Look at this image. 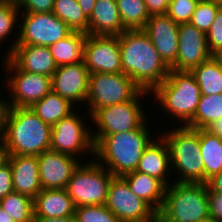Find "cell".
<instances>
[{
	"label": "cell",
	"instance_id": "4dcf8cb0",
	"mask_svg": "<svg viewBox=\"0 0 222 222\" xmlns=\"http://www.w3.org/2000/svg\"><path fill=\"white\" fill-rule=\"evenodd\" d=\"M52 13L66 23L72 31L88 34V18L77 0H54Z\"/></svg>",
	"mask_w": 222,
	"mask_h": 222
},
{
	"label": "cell",
	"instance_id": "8d00e7d4",
	"mask_svg": "<svg viewBox=\"0 0 222 222\" xmlns=\"http://www.w3.org/2000/svg\"><path fill=\"white\" fill-rule=\"evenodd\" d=\"M207 46L212 56L222 53V7L218 10L210 30L206 34Z\"/></svg>",
	"mask_w": 222,
	"mask_h": 222
},
{
	"label": "cell",
	"instance_id": "b9f144b4",
	"mask_svg": "<svg viewBox=\"0 0 222 222\" xmlns=\"http://www.w3.org/2000/svg\"><path fill=\"white\" fill-rule=\"evenodd\" d=\"M211 216L222 222V195L210 194Z\"/></svg>",
	"mask_w": 222,
	"mask_h": 222
},
{
	"label": "cell",
	"instance_id": "d4e9b609",
	"mask_svg": "<svg viewBox=\"0 0 222 222\" xmlns=\"http://www.w3.org/2000/svg\"><path fill=\"white\" fill-rule=\"evenodd\" d=\"M87 34L72 31L67 37L49 46L57 66L76 64L83 61Z\"/></svg>",
	"mask_w": 222,
	"mask_h": 222
},
{
	"label": "cell",
	"instance_id": "8992f818",
	"mask_svg": "<svg viewBox=\"0 0 222 222\" xmlns=\"http://www.w3.org/2000/svg\"><path fill=\"white\" fill-rule=\"evenodd\" d=\"M164 133V134H163ZM170 152L171 172L180 175L179 183H204V165L200 154L199 129L187 126L162 131Z\"/></svg>",
	"mask_w": 222,
	"mask_h": 222
},
{
	"label": "cell",
	"instance_id": "ba28073f",
	"mask_svg": "<svg viewBox=\"0 0 222 222\" xmlns=\"http://www.w3.org/2000/svg\"><path fill=\"white\" fill-rule=\"evenodd\" d=\"M149 94L150 92L141 90L128 102L98 109L91 116V121L98 127L97 131H92L94 146L106 135L138 129L148 118L141 102Z\"/></svg>",
	"mask_w": 222,
	"mask_h": 222
},
{
	"label": "cell",
	"instance_id": "30bf717a",
	"mask_svg": "<svg viewBox=\"0 0 222 222\" xmlns=\"http://www.w3.org/2000/svg\"><path fill=\"white\" fill-rule=\"evenodd\" d=\"M22 22L19 21L20 30L10 44L9 50L3 55L8 57L16 45H35L49 47L53 43L67 37L72 30L60 20L55 14L51 13H20Z\"/></svg>",
	"mask_w": 222,
	"mask_h": 222
},
{
	"label": "cell",
	"instance_id": "f35d334b",
	"mask_svg": "<svg viewBox=\"0 0 222 222\" xmlns=\"http://www.w3.org/2000/svg\"><path fill=\"white\" fill-rule=\"evenodd\" d=\"M13 191V174L7 161L0 167V200Z\"/></svg>",
	"mask_w": 222,
	"mask_h": 222
},
{
	"label": "cell",
	"instance_id": "ab89813d",
	"mask_svg": "<svg viewBox=\"0 0 222 222\" xmlns=\"http://www.w3.org/2000/svg\"><path fill=\"white\" fill-rule=\"evenodd\" d=\"M170 2L171 0H144L150 16L166 14Z\"/></svg>",
	"mask_w": 222,
	"mask_h": 222
},
{
	"label": "cell",
	"instance_id": "e0dca14e",
	"mask_svg": "<svg viewBox=\"0 0 222 222\" xmlns=\"http://www.w3.org/2000/svg\"><path fill=\"white\" fill-rule=\"evenodd\" d=\"M37 158L42 189H65L82 163L78 158L53 150L44 151Z\"/></svg>",
	"mask_w": 222,
	"mask_h": 222
},
{
	"label": "cell",
	"instance_id": "277c9868",
	"mask_svg": "<svg viewBox=\"0 0 222 222\" xmlns=\"http://www.w3.org/2000/svg\"><path fill=\"white\" fill-rule=\"evenodd\" d=\"M172 182L157 213L160 222H200L211 216L207 184Z\"/></svg>",
	"mask_w": 222,
	"mask_h": 222
},
{
	"label": "cell",
	"instance_id": "2e32d148",
	"mask_svg": "<svg viewBox=\"0 0 222 222\" xmlns=\"http://www.w3.org/2000/svg\"><path fill=\"white\" fill-rule=\"evenodd\" d=\"M89 76L83 61L58 66L51 77L52 91L73 105L85 104L89 91Z\"/></svg>",
	"mask_w": 222,
	"mask_h": 222
},
{
	"label": "cell",
	"instance_id": "484cf974",
	"mask_svg": "<svg viewBox=\"0 0 222 222\" xmlns=\"http://www.w3.org/2000/svg\"><path fill=\"white\" fill-rule=\"evenodd\" d=\"M200 154L204 165V183L222 170V139L199 129Z\"/></svg>",
	"mask_w": 222,
	"mask_h": 222
},
{
	"label": "cell",
	"instance_id": "681fc988",
	"mask_svg": "<svg viewBox=\"0 0 222 222\" xmlns=\"http://www.w3.org/2000/svg\"><path fill=\"white\" fill-rule=\"evenodd\" d=\"M200 222H219V221L216 218L210 216L209 218L204 219V220H202Z\"/></svg>",
	"mask_w": 222,
	"mask_h": 222
},
{
	"label": "cell",
	"instance_id": "f907efd6",
	"mask_svg": "<svg viewBox=\"0 0 222 222\" xmlns=\"http://www.w3.org/2000/svg\"><path fill=\"white\" fill-rule=\"evenodd\" d=\"M145 222H160V218L159 216L157 215L155 218L151 219V220H148V221H145Z\"/></svg>",
	"mask_w": 222,
	"mask_h": 222
},
{
	"label": "cell",
	"instance_id": "d6a6232c",
	"mask_svg": "<svg viewBox=\"0 0 222 222\" xmlns=\"http://www.w3.org/2000/svg\"><path fill=\"white\" fill-rule=\"evenodd\" d=\"M221 7L220 0H199L189 23L207 34Z\"/></svg>",
	"mask_w": 222,
	"mask_h": 222
},
{
	"label": "cell",
	"instance_id": "ee69618b",
	"mask_svg": "<svg viewBox=\"0 0 222 222\" xmlns=\"http://www.w3.org/2000/svg\"><path fill=\"white\" fill-rule=\"evenodd\" d=\"M205 130L222 139V117L209 124Z\"/></svg>",
	"mask_w": 222,
	"mask_h": 222
},
{
	"label": "cell",
	"instance_id": "c3c4849f",
	"mask_svg": "<svg viewBox=\"0 0 222 222\" xmlns=\"http://www.w3.org/2000/svg\"><path fill=\"white\" fill-rule=\"evenodd\" d=\"M0 222H15L14 219L0 205Z\"/></svg>",
	"mask_w": 222,
	"mask_h": 222
},
{
	"label": "cell",
	"instance_id": "9a60e30c",
	"mask_svg": "<svg viewBox=\"0 0 222 222\" xmlns=\"http://www.w3.org/2000/svg\"><path fill=\"white\" fill-rule=\"evenodd\" d=\"M178 37V54L171 70L191 71L212 56L207 46L206 33L190 23L179 24Z\"/></svg>",
	"mask_w": 222,
	"mask_h": 222
},
{
	"label": "cell",
	"instance_id": "7bdbcfd3",
	"mask_svg": "<svg viewBox=\"0 0 222 222\" xmlns=\"http://www.w3.org/2000/svg\"><path fill=\"white\" fill-rule=\"evenodd\" d=\"M210 194L222 195V170L207 182Z\"/></svg>",
	"mask_w": 222,
	"mask_h": 222
},
{
	"label": "cell",
	"instance_id": "6da1fadb",
	"mask_svg": "<svg viewBox=\"0 0 222 222\" xmlns=\"http://www.w3.org/2000/svg\"><path fill=\"white\" fill-rule=\"evenodd\" d=\"M119 46L122 72L142 90L151 93L167 78L170 68L143 30H125L119 35Z\"/></svg>",
	"mask_w": 222,
	"mask_h": 222
},
{
	"label": "cell",
	"instance_id": "8fae6325",
	"mask_svg": "<svg viewBox=\"0 0 222 222\" xmlns=\"http://www.w3.org/2000/svg\"><path fill=\"white\" fill-rule=\"evenodd\" d=\"M78 115L73 111L51 127L50 150L78 159H81V154L91 153L89 156L95 159L92 128H87L84 117Z\"/></svg>",
	"mask_w": 222,
	"mask_h": 222
},
{
	"label": "cell",
	"instance_id": "836d02e7",
	"mask_svg": "<svg viewBox=\"0 0 222 222\" xmlns=\"http://www.w3.org/2000/svg\"><path fill=\"white\" fill-rule=\"evenodd\" d=\"M18 14L20 10L16 0H0V45L16 32L15 25L19 27L17 23L21 17Z\"/></svg>",
	"mask_w": 222,
	"mask_h": 222
},
{
	"label": "cell",
	"instance_id": "816d5d0a",
	"mask_svg": "<svg viewBox=\"0 0 222 222\" xmlns=\"http://www.w3.org/2000/svg\"><path fill=\"white\" fill-rule=\"evenodd\" d=\"M216 57L218 58V60H219V64H220V66H221V68H222V53L216 55Z\"/></svg>",
	"mask_w": 222,
	"mask_h": 222
},
{
	"label": "cell",
	"instance_id": "d590c367",
	"mask_svg": "<svg viewBox=\"0 0 222 222\" xmlns=\"http://www.w3.org/2000/svg\"><path fill=\"white\" fill-rule=\"evenodd\" d=\"M199 0H171L167 15L177 24L189 23Z\"/></svg>",
	"mask_w": 222,
	"mask_h": 222
},
{
	"label": "cell",
	"instance_id": "cb8c5ba5",
	"mask_svg": "<svg viewBox=\"0 0 222 222\" xmlns=\"http://www.w3.org/2000/svg\"><path fill=\"white\" fill-rule=\"evenodd\" d=\"M122 178L136 196L147 202L157 213L161 210L167 187L161 180L139 171L125 174Z\"/></svg>",
	"mask_w": 222,
	"mask_h": 222
},
{
	"label": "cell",
	"instance_id": "4316f807",
	"mask_svg": "<svg viewBox=\"0 0 222 222\" xmlns=\"http://www.w3.org/2000/svg\"><path fill=\"white\" fill-rule=\"evenodd\" d=\"M30 108L51 127L76 110L73 104L52 90Z\"/></svg>",
	"mask_w": 222,
	"mask_h": 222
},
{
	"label": "cell",
	"instance_id": "ffe728a7",
	"mask_svg": "<svg viewBox=\"0 0 222 222\" xmlns=\"http://www.w3.org/2000/svg\"><path fill=\"white\" fill-rule=\"evenodd\" d=\"M13 174V190L34 199L42 190L37 156L8 155Z\"/></svg>",
	"mask_w": 222,
	"mask_h": 222
},
{
	"label": "cell",
	"instance_id": "5bb4252c",
	"mask_svg": "<svg viewBox=\"0 0 222 222\" xmlns=\"http://www.w3.org/2000/svg\"><path fill=\"white\" fill-rule=\"evenodd\" d=\"M83 62L90 74L122 73L119 36L87 34Z\"/></svg>",
	"mask_w": 222,
	"mask_h": 222
},
{
	"label": "cell",
	"instance_id": "3957f363",
	"mask_svg": "<svg viewBox=\"0 0 222 222\" xmlns=\"http://www.w3.org/2000/svg\"><path fill=\"white\" fill-rule=\"evenodd\" d=\"M8 155L38 156L50 150L51 126L30 107L11 108L2 139Z\"/></svg>",
	"mask_w": 222,
	"mask_h": 222
},
{
	"label": "cell",
	"instance_id": "52a82bcc",
	"mask_svg": "<svg viewBox=\"0 0 222 222\" xmlns=\"http://www.w3.org/2000/svg\"><path fill=\"white\" fill-rule=\"evenodd\" d=\"M113 178L103 165L93 159L78 166L65 189L75 207L105 205Z\"/></svg>",
	"mask_w": 222,
	"mask_h": 222
},
{
	"label": "cell",
	"instance_id": "ac0fdd59",
	"mask_svg": "<svg viewBox=\"0 0 222 222\" xmlns=\"http://www.w3.org/2000/svg\"><path fill=\"white\" fill-rule=\"evenodd\" d=\"M178 28L179 24L163 14L150 16L143 29L169 68L175 63L178 54Z\"/></svg>",
	"mask_w": 222,
	"mask_h": 222
},
{
	"label": "cell",
	"instance_id": "f546056e",
	"mask_svg": "<svg viewBox=\"0 0 222 222\" xmlns=\"http://www.w3.org/2000/svg\"><path fill=\"white\" fill-rule=\"evenodd\" d=\"M122 24L126 30H143L150 15L144 0H116Z\"/></svg>",
	"mask_w": 222,
	"mask_h": 222
},
{
	"label": "cell",
	"instance_id": "603a6c76",
	"mask_svg": "<svg viewBox=\"0 0 222 222\" xmlns=\"http://www.w3.org/2000/svg\"><path fill=\"white\" fill-rule=\"evenodd\" d=\"M34 200V217H71L75 205L66 189H42Z\"/></svg>",
	"mask_w": 222,
	"mask_h": 222
},
{
	"label": "cell",
	"instance_id": "83f0119b",
	"mask_svg": "<svg viewBox=\"0 0 222 222\" xmlns=\"http://www.w3.org/2000/svg\"><path fill=\"white\" fill-rule=\"evenodd\" d=\"M190 72L202 95L222 94V68L216 56H211Z\"/></svg>",
	"mask_w": 222,
	"mask_h": 222
},
{
	"label": "cell",
	"instance_id": "bcb514c9",
	"mask_svg": "<svg viewBox=\"0 0 222 222\" xmlns=\"http://www.w3.org/2000/svg\"><path fill=\"white\" fill-rule=\"evenodd\" d=\"M78 5L83 10V13L87 18L91 16L93 7L95 5L96 0H77Z\"/></svg>",
	"mask_w": 222,
	"mask_h": 222
},
{
	"label": "cell",
	"instance_id": "7c38bea8",
	"mask_svg": "<svg viewBox=\"0 0 222 222\" xmlns=\"http://www.w3.org/2000/svg\"><path fill=\"white\" fill-rule=\"evenodd\" d=\"M6 73H9L8 91L11 107H32L51 90V78L45 75L20 70L8 57L4 58ZM7 69V70H6Z\"/></svg>",
	"mask_w": 222,
	"mask_h": 222
},
{
	"label": "cell",
	"instance_id": "74e56055",
	"mask_svg": "<svg viewBox=\"0 0 222 222\" xmlns=\"http://www.w3.org/2000/svg\"><path fill=\"white\" fill-rule=\"evenodd\" d=\"M20 13H51L54 0H16Z\"/></svg>",
	"mask_w": 222,
	"mask_h": 222
},
{
	"label": "cell",
	"instance_id": "44dd1931",
	"mask_svg": "<svg viewBox=\"0 0 222 222\" xmlns=\"http://www.w3.org/2000/svg\"><path fill=\"white\" fill-rule=\"evenodd\" d=\"M158 139V140H157ZM145 148L136 171L161 180L166 186L171 183L170 152L164 138L159 134ZM170 181V182H169Z\"/></svg>",
	"mask_w": 222,
	"mask_h": 222
},
{
	"label": "cell",
	"instance_id": "9c48e42d",
	"mask_svg": "<svg viewBox=\"0 0 222 222\" xmlns=\"http://www.w3.org/2000/svg\"><path fill=\"white\" fill-rule=\"evenodd\" d=\"M142 89L126 74L93 73L89 76V91L85 103L91 116L101 107L132 100Z\"/></svg>",
	"mask_w": 222,
	"mask_h": 222
},
{
	"label": "cell",
	"instance_id": "60d3db41",
	"mask_svg": "<svg viewBox=\"0 0 222 222\" xmlns=\"http://www.w3.org/2000/svg\"><path fill=\"white\" fill-rule=\"evenodd\" d=\"M0 97V141L3 139L6 125L8 122L9 114L11 111V103L6 98Z\"/></svg>",
	"mask_w": 222,
	"mask_h": 222
},
{
	"label": "cell",
	"instance_id": "7dc6e473",
	"mask_svg": "<svg viewBox=\"0 0 222 222\" xmlns=\"http://www.w3.org/2000/svg\"><path fill=\"white\" fill-rule=\"evenodd\" d=\"M8 153L7 149L3 143V141H0V167L7 162Z\"/></svg>",
	"mask_w": 222,
	"mask_h": 222
},
{
	"label": "cell",
	"instance_id": "e575fe53",
	"mask_svg": "<svg viewBox=\"0 0 222 222\" xmlns=\"http://www.w3.org/2000/svg\"><path fill=\"white\" fill-rule=\"evenodd\" d=\"M76 222H119L105 205H89L75 208Z\"/></svg>",
	"mask_w": 222,
	"mask_h": 222
},
{
	"label": "cell",
	"instance_id": "7402d4cb",
	"mask_svg": "<svg viewBox=\"0 0 222 222\" xmlns=\"http://www.w3.org/2000/svg\"><path fill=\"white\" fill-rule=\"evenodd\" d=\"M125 30L116 0H96L88 18V35L119 36Z\"/></svg>",
	"mask_w": 222,
	"mask_h": 222
},
{
	"label": "cell",
	"instance_id": "f6af8a7d",
	"mask_svg": "<svg viewBox=\"0 0 222 222\" xmlns=\"http://www.w3.org/2000/svg\"><path fill=\"white\" fill-rule=\"evenodd\" d=\"M33 222H76V220H75V216H71V217H48V218L34 217Z\"/></svg>",
	"mask_w": 222,
	"mask_h": 222
},
{
	"label": "cell",
	"instance_id": "f1b7e54d",
	"mask_svg": "<svg viewBox=\"0 0 222 222\" xmlns=\"http://www.w3.org/2000/svg\"><path fill=\"white\" fill-rule=\"evenodd\" d=\"M222 117V94L201 95L194 117L187 127L205 129Z\"/></svg>",
	"mask_w": 222,
	"mask_h": 222
},
{
	"label": "cell",
	"instance_id": "1f68e13d",
	"mask_svg": "<svg viewBox=\"0 0 222 222\" xmlns=\"http://www.w3.org/2000/svg\"><path fill=\"white\" fill-rule=\"evenodd\" d=\"M0 205L15 222L34 221V200L27 195L13 191L0 200Z\"/></svg>",
	"mask_w": 222,
	"mask_h": 222
},
{
	"label": "cell",
	"instance_id": "4fadbf2b",
	"mask_svg": "<svg viewBox=\"0 0 222 222\" xmlns=\"http://www.w3.org/2000/svg\"><path fill=\"white\" fill-rule=\"evenodd\" d=\"M105 206L119 222H145L157 216V212L136 196L122 177L111 180Z\"/></svg>",
	"mask_w": 222,
	"mask_h": 222
},
{
	"label": "cell",
	"instance_id": "7a4b0ae2",
	"mask_svg": "<svg viewBox=\"0 0 222 222\" xmlns=\"http://www.w3.org/2000/svg\"><path fill=\"white\" fill-rule=\"evenodd\" d=\"M147 121L138 129L106 135L94 146V158L114 177L136 171L143 151L155 138Z\"/></svg>",
	"mask_w": 222,
	"mask_h": 222
},
{
	"label": "cell",
	"instance_id": "5b68a950",
	"mask_svg": "<svg viewBox=\"0 0 222 222\" xmlns=\"http://www.w3.org/2000/svg\"><path fill=\"white\" fill-rule=\"evenodd\" d=\"M154 96H153V95ZM200 87L190 71H174L168 73L167 78L158 85L151 96L162 105V109L187 126L194 117L200 97Z\"/></svg>",
	"mask_w": 222,
	"mask_h": 222
},
{
	"label": "cell",
	"instance_id": "d6986e66",
	"mask_svg": "<svg viewBox=\"0 0 222 222\" xmlns=\"http://www.w3.org/2000/svg\"><path fill=\"white\" fill-rule=\"evenodd\" d=\"M8 58L22 71L52 77L56 68L49 47L35 45H16Z\"/></svg>",
	"mask_w": 222,
	"mask_h": 222
}]
</instances>
